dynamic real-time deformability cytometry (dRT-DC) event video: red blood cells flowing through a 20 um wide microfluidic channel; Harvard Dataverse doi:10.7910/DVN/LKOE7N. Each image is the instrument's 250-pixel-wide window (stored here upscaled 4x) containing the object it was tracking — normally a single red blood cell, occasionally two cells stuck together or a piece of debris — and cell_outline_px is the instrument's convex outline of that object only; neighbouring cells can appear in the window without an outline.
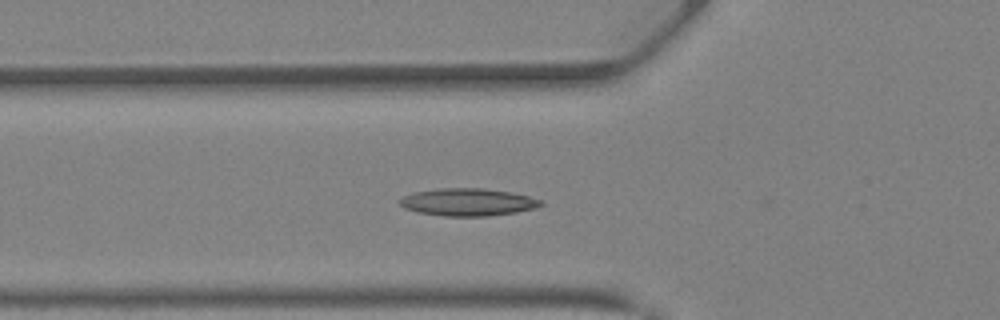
{"species": "Egyptian fruit bat (a non-hibernating species)", "species_latin": "Rousettus aegyptiacus", "temperature_condition": "warm", "stored_images_in_passage": 41, "camera_frame_rate_fps": 3000, "um_per_image_px": 0.085, "animal": {"sex": "female"}, "frame": {"image": 1, "passage_image": 15, "time_ms": 4.667, "image_size_px": [1000, 320], "cell_outline_px": [[544, 204], [536, 208], [516, 212], [488, 216], [444, 216], [420, 212], [404, 208], [396, 200], [412, 192], [440, 188], [484, 188], [508, 192], [528, 196], [544, 200]], "centroid_in_image_um": [39.77, 17.17], "position_along_channel_um": 86.0, "area_um2": 22.66}}
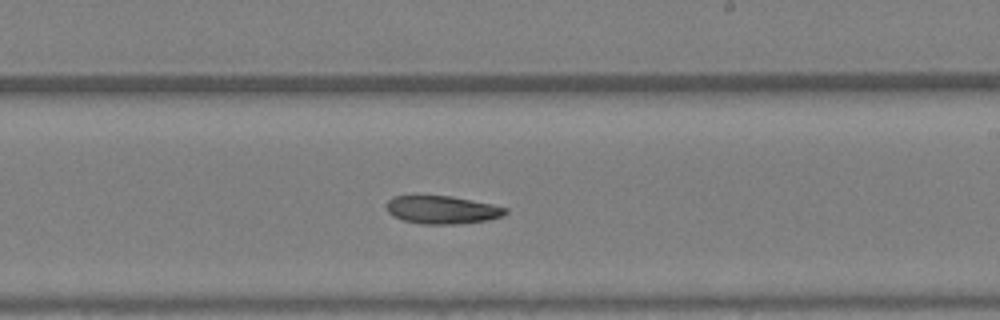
{"frame": {"image": 2, "passage_image": 25, "time_ms": 8.0, "image_size_px": [1000, 320], "cell_outline_px": [[508, 212], [500, 216], [488, 220], [456, 224], [424, 224], [404, 220], [392, 216], [388, 212], [388, 200], [392, 196], [452, 196], [492, 204], [508, 208]], "centroid_in_image_um": [37.6, 17.83], "position_along_channel_um": 251.4, "area_um2": 19.25}}
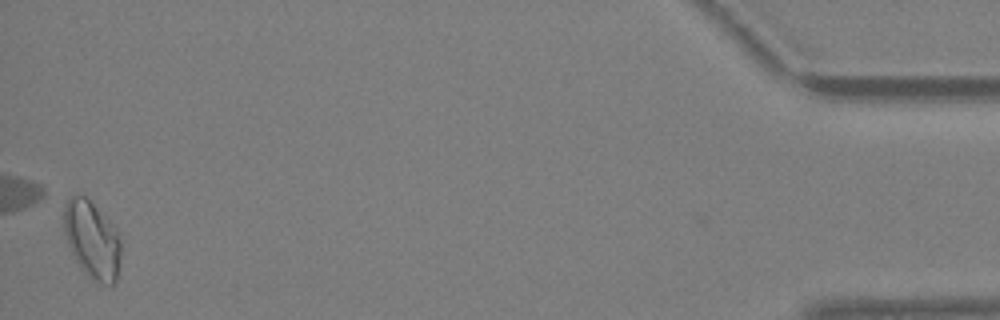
{"frame": {"image": 3, "passage_image": 41, "time_ms": 13.333, "image_size_px": [1000, 320], "cell_outline_px": [[120, 268], [116, 280], [112, 284], [96, 284], [80, 268], [68, 244], [64, 232], [64, 204], [68, 196], [84, 196], [116, 228], [120, 240]], "centroid_in_image_um": [7.83, 20.43], "position_along_channel_um": 427.4, "area_um2": 25.66}, "authors_computed_cell_mechanics": {"area_um2": 20.9814, "velocity_mm_per_s": 4.9814, "shape_relaxation_time_tau1_ms": null, "shape_relaxation_time_tau2_ms": 3.8437, "deformation_change_tau1": null, "deformation_change_tau2": 0.1078}}